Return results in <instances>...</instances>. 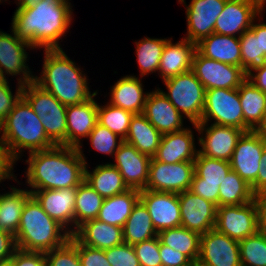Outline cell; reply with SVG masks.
<instances>
[{"label":"cell","mask_w":266,"mask_h":266,"mask_svg":"<svg viewBox=\"0 0 266 266\" xmlns=\"http://www.w3.org/2000/svg\"><path fill=\"white\" fill-rule=\"evenodd\" d=\"M247 79L250 80L257 88L266 93V64L252 71Z\"/></svg>","instance_id":"obj_57"},{"label":"cell","mask_w":266,"mask_h":266,"mask_svg":"<svg viewBox=\"0 0 266 266\" xmlns=\"http://www.w3.org/2000/svg\"><path fill=\"white\" fill-rule=\"evenodd\" d=\"M227 0H178V4L185 6L187 31L183 38L197 44L203 38L214 33L218 16L223 11Z\"/></svg>","instance_id":"obj_14"},{"label":"cell","mask_w":266,"mask_h":266,"mask_svg":"<svg viewBox=\"0 0 266 266\" xmlns=\"http://www.w3.org/2000/svg\"><path fill=\"white\" fill-rule=\"evenodd\" d=\"M77 187L36 190L32 195L43 210L62 225L71 235L74 233V208Z\"/></svg>","instance_id":"obj_22"},{"label":"cell","mask_w":266,"mask_h":266,"mask_svg":"<svg viewBox=\"0 0 266 266\" xmlns=\"http://www.w3.org/2000/svg\"><path fill=\"white\" fill-rule=\"evenodd\" d=\"M41 0H19L16 3L17 8L16 9H26L29 7H33L36 3H38ZM52 2H66L67 0H49Z\"/></svg>","instance_id":"obj_58"},{"label":"cell","mask_w":266,"mask_h":266,"mask_svg":"<svg viewBox=\"0 0 266 266\" xmlns=\"http://www.w3.org/2000/svg\"><path fill=\"white\" fill-rule=\"evenodd\" d=\"M162 266H193L194 263L184 254L163 245L159 240Z\"/></svg>","instance_id":"obj_51"},{"label":"cell","mask_w":266,"mask_h":266,"mask_svg":"<svg viewBox=\"0 0 266 266\" xmlns=\"http://www.w3.org/2000/svg\"><path fill=\"white\" fill-rule=\"evenodd\" d=\"M72 236L86 246L102 250L124 243L122 227L98 219L83 222Z\"/></svg>","instance_id":"obj_27"},{"label":"cell","mask_w":266,"mask_h":266,"mask_svg":"<svg viewBox=\"0 0 266 266\" xmlns=\"http://www.w3.org/2000/svg\"><path fill=\"white\" fill-rule=\"evenodd\" d=\"M70 236L62 225L43 210L33 195L27 200L15 235L18 249L47 252L65 244Z\"/></svg>","instance_id":"obj_5"},{"label":"cell","mask_w":266,"mask_h":266,"mask_svg":"<svg viewBox=\"0 0 266 266\" xmlns=\"http://www.w3.org/2000/svg\"><path fill=\"white\" fill-rule=\"evenodd\" d=\"M28 155L23 175L26 178L24 185L31 193L36 190L77 187L85 179L86 164L75 147L55 145Z\"/></svg>","instance_id":"obj_2"},{"label":"cell","mask_w":266,"mask_h":266,"mask_svg":"<svg viewBox=\"0 0 266 266\" xmlns=\"http://www.w3.org/2000/svg\"><path fill=\"white\" fill-rule=\"evenodd\" d=\"M131 74L119 78L110 87L108 103L130 111L133 114H141L144 111L147 96L150 91H144L142 77Z\"/></svg>","instance_id":"obj_26"},{"label":"cell","mask_w":266,"mask_h":266,"mask_svg":"<svg viewBox=\"0 0 266 266\" xmlns=\"http://www.w3.org/2000/svg\"><path fill=\"white\" fill-rule=\"evenodd\" d=\"M241 67L245 75L263 67L266 64V56H260L259 37L251 30H246L240 37Z\"/></svg>","instance_id":"obj_41"},{"label":"cell","mask_w":266,"mask_h":266,"mask_svg":"<svg viewBox=\"0 0 266 266\" xmlns=\"http://www.w3.org/2000/svg\"><path fill=\"white\" fill-rule=\"evenodd\" d=\"M255 201L258 211L257 232L266 238V193L256 195Z\"/></svg>","instance_id":"obj_54"},{"label":"cell","mask_w":266,"mask_h":266,"mask_svg":"<svg viewBox=\"0 0 266 266\" xmlns=\"http://www.w3.org/2000/svg\"><path fill=\"white\" fill-rule=\"evenodd\" d=\"M198 141V153L209 158L230 162L238 139L243 130L232 126L210 123H191Z\"/></svg>","instance_id":"obj_10"},{"label":"cell","mask_w":266,"mask_h":266,"mask_svg":"<svg viewBox=\"0 0 266 266\" xmlns=\"http://www.w3.org/2000/svg\"><path fill=\"white\" fill-rule=\"evenodd\" d=\"M88 168L90 166L86 164L84 180L104 199L129 189L119 170L110 162L99 163L92 170Z\"/></svg>","instance_id":"obj_29"},{"label":"cell","mask_w":266,"mask_h":266,"mask_svg":"<svg viewBox=\"0 0 266 266\" xmlns=\"http://www.w3.org/2000/svg\"><path fill=\"white\" fill-rule=\"evenodd\" d=\"M150 161V156L124 141L110 163L119 170L129 189L141 191L146 189Z\"/></svg>","instance_id":"obj_21"},{"label":"cell","mask_w":266,"mask_h":266,"mask_svg":"<svg viewBox=\"0 0 266 266\" xmlns=\"http://www.w3.org/2000/svg\"><path fill=\"white\" fill-rule=\"evenodd\" d=\"M140 201L147 208L157 233L181 226L179 197L177 193L141 190Z\"/></svg>","instance_id":"obj_18"},{"label":"cell","mask_w":266,"mask_h":266,"mask_svg":"<svg viewBox=\"0 0 266 266\" xmlns=\"http://www.w3.org/2000/svg\"><path fill=\"white\" fill-rule=\"evenodd\" d=\"M16 162L10 156L6 143L2 139L0 135V184L4 181H15L18 185H23L20 181H18L17 176L15 175L14 166Z\"/></svg>","instance_id":"obj_49"},{"label":"cell","mask_w":266,"mask_h":266,"mask_svg":"<svg viewBox=\"0 0 266 266\" xmlns=\"http://www.w3.org/2000/svg\"><path fill=\"white\" fill-rule=\"evenodd\" d=\"M104 198L85 180L77 186L74 208V232L83 222L96 219Z\"/></svg>","instance_id":"obj_37"},{"label":"cell","mask_w":266,"mask_h":266,"mask_svg":"<svg viewBox=\"0 0 266 266\" xmlns=\"http://www.w3.org/2000/svg\"><path fill=\"white\" fill-rule=\"evenodd\" d=\"M248 1L255 3L265 13L266 0H248Z\"/></svg>","instance_id":"obj_60"},{"label":"cell","mask_w":266,"mask_h":266,"mask_svg":"<svg viewBox=\"0 0 266 266\" xmlns=\"http://www.w3.org/2000/svg\"><path fill=\"white\" fill-rule=\"evenodd\" d=\"M200 236L199 233L182 226L158 233V238L163 245L186 255L194 264L197 263L199 256Z\"/></svg>","instance_id":"obj_35"},{"label":"cell","mask_w":266,"mask_h":266,"mask_svg":"<svg viewBox=\"0 0 266 266\" xmlns=\"http://www.w3.org/2000/svg\"><path fill=\"white\" fill-rule=\"evenodd\" d=\"M16 85V90L14 92L9 80L0 77V123L6 118L22 96L24 85L20 83Z\"/></svg>","instance_id":"obj_47"},{"label":"cell","mask_w":266,"mask_h":266,"mask_svg":"<svg viewBox=\"0 0 266 266\" xmlns=\"http://www.w3.org/2000/svg\"><path fill=\"white\" fill-rule=\"evenodd\" d=\"M70 1L41 0L33 7L16 9L11 19V28L21 40L36 50L63 49L60 42L70 32L74 20Z\"/></svg>","instance_id":"obj_1"},{"label":"cell","mask_w":266,"mask_h":266,"mask_svg":"<svg viewBox=\"0 0 266 266\" xmlns=\"http://www.w3.org/2000/svg\"><path fill=\"white\" fill-rule=\"evenodd\" d=\"M167 38L143 37L135 40L136 63L140 69V77L158 74L159 63Z\"/></svg>","instance_id":"obj_36"},{"label":"cell","mask_w":266,"mask_h":266,"mask_svg":"<svg viewBox=\"0 0 266 266\" xmlns=\"http://www.w3.org/2000/svg\"><path fill=\"white\" fill-rule=\"evenodd\" d=\"M9 186L8 191L0 192V229L15 236L24 206L32 193L26 187Z\"/></svg>","instance_id":"obj_31"},{"label":"cell","mask_w":266,"mask_h":266,"mask_svg":"<svg viewBox=\"0 0 266 266\" xmlns=\"http://www.w3.org/2000/svg\"><path fill=\"white\" fill-rule=\"evenodd\" d=\"M264 11L248 0H227L218 16L214 33L240 37Z\"/></svg>","instance_id":"obj_20"},{"label":"cell","mask_w":266,"mask_h":266,"mask_svg":"<svg viewBox=\"0 0 266 266\" xmlns=\"http://www.w3.org/2000/svg\"><path fill=\"white\" fill-rule=\"evenodd\" d=\"M78 249L81 266H111L105 256V250L86 246L72 235L69 239Z\"/></svg>","instance_id":"obj_48"},{"label":"cell","mask_w":266,"mask_h":266,"mask_svg":"<svg viewBox=\"0 0 266 266\" xmlns=\"http://www.w3.org/2000/svg\"><path fill=\"white\" fill-rule=\"evenodd\" d=\"M195 132L190 126L164 134L153 158L167 164L194 162L198 153Z\"/></svg>","instance_id":"obj_23"},{"label":"cell","mask_w":266,"mask_h":266,"mask_svg":"<svg viewBox=\"0 0 266 266\" xmlns=\"http://www.w3.org/2000/svg\"><path fill=\"white\" fill-rule=\"evenodd\" d=\"M266 140L257 131L244 132L230 160L235 171L250 186L256 181Z\"/></svg>","instance_id":"obj_16"},{"label":"cell","mask_w":266,"mask_h":266,"mask_svg":"<svg viewBox=\"0 0 266 266\" xmlns=\"http://www.w3.org/2000/svg\"><path fill=\"white\" fill-rule=\"evenodd\" d=\"M256 201L240 205L217 207L215 229L231 239L240 241L257 233Z\"/></svg>","instance_id":"obj_12"},{"label":"cell","mask_w":266,"mask_h":266,"mask_svg":"<svg viewBox=\"0 0 266 266\" xmlns=\"http://www.w3.org/2000/svg\"><path fill=\"white\" fill-rule=\"evenodd\" d=\"M197 266H241L239 241L215 228L200 236Z\"/></svg>","instance_id":"obj_15"},{"label":"cell","mask_w":266,"mask_h":266,"mask_svg":"<svg viewBox=\"0 0 266 266\" xmlns=\"http://www.w3.org/2000/svg\"><path fill=\"white\" fill-rule=\"evenodd\" d=\"M256 131L266 140V112L262 124Z\"/></svg>","instance_id":"obj_59"},{"label":"cell","mask_w":266,"mask_h":266,"mask_svg":"<svg viewBox=\"0 0 266 266\" xmlns=\"http://www.w3.org/2000/svg\"><path fill=\"white\" fill-rule=\"evenodd\" d=\"M189 191L219 207V186L211 183H191Z\"/></svg>","instance_id":"obj_52"},{"label":"cell","mask_w":266,"mask_h":266,"mask_svg":"<svg viewBox=\"0 0 266 266\" xmlns=\"http://www.w3.org/2000/svg\"><path fill=\"white\" fill-rule=\"evenodd\" d=\"M0 266H13V264L11 263V260H7L4 262H0Z\"/></svg>","instance_id":"obj_61"},{"label":"cell","mask_w":266,"mask_h":266,"mask_svg":"<svg viewBox=\"0 0 266 266\" xmlns=\"http://www.w3.org/2000/svg\"><path fill=\"white\" fill-rule=\"evenodd\" d=\"M86 140L89 141L93 150L111 157H114L115 152L124 142V139L98 122Z\"/></svg>","instance_id":"obj_43"},{"label":"cell","mask_w":266,"mask_h":266,"mask_svg":"<svg viewBox=\"0 0 266 266\" xmlns=\"http://www.w3.org/2000/svg\"><path fill=\"white\" fill-rule=\"evenodd\" d=\"M194 176V162L162 163L151 158L147 190L182 193L189 190Z\"/></svg>","instance_id":"obj_13"},{"label":"cell","mask_w":266,"mask_h":266,"mask_svg":"<svg viewBox=\"0 0 266 266\" xmlns=\"http://www.w3.org/2000/svg\"><path fill=\"white\" fill-rule=\"evenodd\" d=\"M139 200L140 191L136 189H128L123 193L105 198L96 219L123 227Z\"/></svg>","instance_id":"obj_33"},{"label":"cell","mask_w":266,"mask_h":266,"mask_svg":"<svg viewBox=\"0 0 266 266\" xmlns=\"http://www.w3.org/2000/svg\"><path fill=\"white\" fill-rule=\"evenodd\" d=\"M17 249L15 236L0 229V262L10 260Z\"/></svg>","instance_id":"obj_53"},{"label":"cell","mask_w":266,"mask_h":266,"mask_svg":"<svg viewBox=\"0 0 266 266\" xmlns=\"http://www.w3.org/2000/svg\"><path fill=\"white\" fill-rule=\"evenodd\" d=\"M167 91L159 88L172 105L190 123L201 122L206 89L192 70L163 81Z\"/></svg>","instance_id":"obj_7"},{"label":"cell","mask_w":266,"mask_h":266,"mask_svg":"<svg viewBox=\"0 0 266 266\" xmlns=\"http://www.w3.org/2000/svg\"><path fill=\"white\" fill-rule=\"evenodd\" d=\"M161 137L162 134L141 113L132 116L124 141L152 158L159 147Z\"/></svg>","instance_id":"obj_32"},{"label":"cell","mask_w":266,"mask_h":266,"mask_svg":"<svg viewBox=\"0 0 266 266\" xmlns=\"http://www.w3.org/2000/svg\"><path fill=\"white\" fill-rule=\"evenodd\" d=\"M42 69L34 82L65 106L80 104L98 90H90L87 73L63 49L43 50ZM85 72V73H84Z\"/></svg>","instance_id":"obj_3"},{"label":"cell","mask_w":266,"mask_h":266,"mask_svg":"<svg viewBox=\"0 0 266 266\" xmlns=\"http://www.w3.org/2000/svg\"><path fill=\"white\" fill-rule=\"evenodd\" d=\"M255 195L266 193V147L263 150L256 181L251 185Z\"/></svg>","instance_id":"obj_55"},{"label":"cell","mask_w":266,"mask_h":266,"mask_svg":"<svg viewBox=\"0 0 266 266\" xmlns=\"http://www.w3.org/2000/svg\"><path fill=\"white\" fill-rule=\"evenodd\" d=\"M22 96L40 118L48 138L55 145L67 146V106L34 81L24 85Z\"/></svg>","instance_id":"obj_6"},{"label":"cell","mask_w":266,"mask_h":266,"mask_svg":"<svg viewBox=\"0 0 266 266\" xmlns=\"http://www.w3.org/2000/svg\"><path fill=\"white\" fill-rule=\"evenodd\" d=\"M122 230L124 243L132 246L158 236V233L152 224L151 216L140 200L133 207Z\"/></svg>","instance_id":"obj_34"},{"label":"cell","mask_w":266,"mask_h":266,"mask_svg":"<svg viewBox=\"0 0 266 266\" xmlns=\"http://www.w3.org/2000/svg\"><path fill=\"white\" fill-rule=\"evenodd\" d=\"M143 114L162 135L187 127L184 124L186 119L172 105L159 87L149 92Z\"/></svg>","instance_id":"obj_24"},{"label":"cell","mask_w":266,"mask_h":266,"mask_svg":"<svg viewBox=\"0 0 266 266\" xmlns=\"http://www.w3.org/2000/svg\"><path fill=\"white\" fill-rule=\"evenodd\" d=\"M238 93L243 109V131H256L266 112V93L248 79L238 87Z\"/></svg>","instance_id":"obj_30"},{"label":"cell","mask_w":266,"mask_h":266,"mask_svg":"<svg viewBox=\"0 0 266 266\" xmlns=\"http://www.w3.org/2000/svg\"><path fill=\"white\" fill-rule=\"evenodd\" d=\"M191 70L206 90L237 89L247 79L242 67L207 58L197 49L193 55Z\"/></svg>","instance_id":"obj_11"},{"label":"cell","mask_w":266,"mask_h":266,"mask_svg":"<svg viewBox=\"0 0 266 266\" xmlns=\"http://www.w3.org/2000/svg\"><path fill=\"white\" fill-rule=\"evenodd\" d=\"M140 266H162L158 236L133 245Z\"/></svg>","instance_id":"obj_45"},{"label":"cell","mask_w":266,"mask_h":266,"mask_svg":"<svg viewBox=\"0 0 266 266\" xmlns=\"http://www.w3.org/2000/svg\"><path fill=\"white\" fill-rule=\"evenodd\" d=\"M0 135L16 163L21 161L26 151L29 154L55 146L46 135L40 118L23 96L0 123Z\"/></svg>","instance_id":"obj_4"},{"label":"cell","mask_w":266,"mask_h":266,"mask_svg":"<svg viewBox=\"0 0 266 266\" xmlns=\"http://www.w3.org/2000/svg\"><path fill=\"white\" fill-rule=\"evenodd\" d=\"M105 256L111 266H140L133 246L127 243L106 249Z\"/></svg>","instance_id":"obj_46"},{"label":"cell","mask_w":266,"mask_h":266,"mask_svg":"<svg viewBox=\"0 0 266 266\" xmlns=\"http://www.w3.org/2000/svg\"><path fill=\"white\" fill-rule=\"evenodd\" d=\"M241 266H266V238L258 232L239 241Z\"/></svg>","instance_id":"obj_42"},{"label":"cell","mask_w":266,"mask_h":266,"mask_svg":"<svg viewBox=\"0 0 266 266\" xmlns=\"http://www.w3.org/2000/svg\"><path fill=\"white\" fill-rule=\"evenodd\" d=\"M45 258L47 266H81L78 249L70 240L45 252Z\"/></svg>","instance_id":"obj_44"},{"label":"cell","mask_w":266,"mask_h":266,"mask_svg":"<svg viewBox=\"0 0 266 266\" xmlns=\"http://www.w3.org/2000/svg\"><path fill=\"white\" fill-rule=\"evenodd\" d=\"M230 170V162L209 158L197 153L191 183H211L220 186Z\"/></svg>","instance_id":"obj_39"},{"label":"cell","mask_w":266,"mask_h":266,"mask_svg":"<svg viewBox=\"0 0 266 266\" xmlns=\"http://www.w3.org/2000/svg\"><path fill=\"white\" fill-rule=\"evenodd\" d=\"M27 49L35 52V49L28 42L21 40L11 27L10 34L0 29V77H17V83L23 85L34 81L36 73L27 63L31 58Z\"/></svg>","instance_id":"obj_8"},{"label":"cell","mask_w":266,"mask_h":266,"mask_svg":"<svg viewBox=\"0 0 266 266\" xmlns=\"http://www.w3.org/2000/svg\"><path fill=\"white\" fill-rule=\"evenodd\" d=\"M10 260L13 266H47L45 252L17 249Z\"/></svg>","instance_id":"obj_50"},{"label":"cell","mask_w":266,"mask_h":266,"mask_svg":"<svg viewBox=\"0 0 266 266\" xmlns=\"http://www.w3.org/2000/svg\"><path fill=\"white\" fill-rule=\"evenodd\" d=\"M100 104L98 103V123L125 139L134 114L108 102Z\"/></svg>","instance_id":"obj_40"},{"label":"cell","mask_w":266,"mask_h":266,"mask_svg":"<svg viewBox=\"0 0 266 266\" xmlns=\"http://www.w3.org/2000/svg\"><path fill=\"white\" fill-rule=\"evenodd\" d=\"M196 51V44L180 39L174 43L170 37L165 43L159 63L158 77L164 81L192 69V59Z\"/></svg>","instance_id":"obj_25"},{"label":"cell","mask_w":266,"mask_h":266,"mask_svg":"<svg viewBox=\"0 0 266 266\" xmlns=\"http://www.w3.org/2000/svg\"><path fill=\"white\" fill-rule=\"evenodd\" d=\"M99 91L87 101L67 106L66 108V127H67V146L78 149L85 164H88L85 151H83V140L89 136L98 122V102ZM96 97V98H95Z\"/></svg>","instance_id":"obj_17"},{"label":"cell","mask_w":266,"mask_h":266,"mask_svg":"<svg viewBox=\"0 0 266 266\" xmlns=\"http://www.w3.org/2000/svg\"><path fill=\"white\" fill-rule=\"evenodd\" d=\"M232 126L243 130V109L237 89L206 90L201 122Z\"/></svg>","instance_id":"obj_9"},{"label":"cell","mask_w":266,"mask_h":266,"mask_svg":"<svg viewBox=\"0 0 266 266\" xmlns=\"http://www.w3.org/2000/svg\"><path fill=\"white\" fill-rule=\"evenodd\" d=\"M196 49L207 58L241 67L239 37L212 33L197 43Z\"/></svg>","instance_id":"obj_28"},{"label":"cell","mask_w":266,"mask_h":266,"mask_svg":"<svg viewBox=\"0 0 266 266\" xmlns=\"http://www.w3.org/2000/svg\"><path fill=\"white\" fill-rule=\"evenodd\" d=\"M251 186L230 170L219 186V206L240 205L255 200Z\"/></svg>","instance_id":"obj_38"},{"label":"cell","mask_w":266,"mask_h":266,"mask_svg":"<svg viewBox=\"0 0 266 266\" xmlns=\"http://www.w3.org/2000/svg\"><path fill=\"white\" fill-rule=\"evenodd\" d=\"M6 1L8 2L9 0H0V4H1V3H4V2H6Z\"/></svg>","instance_id":"obj_62"},{"label":"cell","mask_w":266,"mask_h":266,"mask_svg":"<svg viewBox=\"0 0 266 266\" xmlns=\"http://www.w3.org/2000/svg\"><path fill=\"white\" fill-rule=\"evenodd\" d=\"M263 12L253 21L251 30L259 37L260 56H266V23L262 22ZM262 20V21H261ZM259 21V22H257Z\"/></svg>","instance_id":"obj_56"},{"label":"cell","mask_w":266,"mask_h":266,"mask_svg":"<svg viewBox=\"0 0 266 266\" xmlns=\"http://www.w3.org/2000/svg\"><path fill=\"white\" fill-rule=\"evenodd\" d=\"M178 197L182 227L200 235L215 228L217 205L189 190L179 193Z\"/></svg>","instance_id":"obj_19"}]
</instances>
